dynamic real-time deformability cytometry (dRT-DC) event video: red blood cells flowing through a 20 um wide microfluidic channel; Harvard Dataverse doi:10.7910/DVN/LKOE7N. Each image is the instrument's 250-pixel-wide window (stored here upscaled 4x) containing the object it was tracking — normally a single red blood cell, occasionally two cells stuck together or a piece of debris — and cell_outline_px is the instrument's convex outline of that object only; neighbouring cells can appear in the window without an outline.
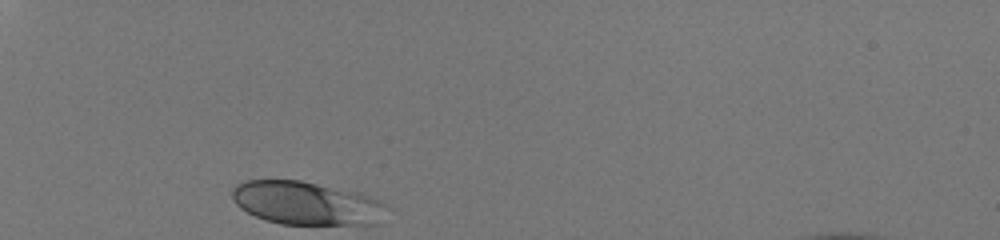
{"species": "human", "species_latin": "Homo sapiens", "temperature_condition": "room temperature", "stored_images_in_passage": 28, "camera_frame_rate_fps": 3000, "um_per_image_px": 0.085, "donor": {"sex": "male"}, "frame": {"image": 1, "passage_image": 1, "time_ms": 0.0, "image_size_px": [1000, 240], "cell_outline_px": [[384, 204], [380, 224], [280, 224], [264, 220], [240, 208], [236, 204], [232, 196], [232, 188], [236, 184], [244, 180], [300, 180], [360, 192]], "centroid_in_image_um": [25.98, 17.26], "position_along_channel_um": 59.0, "area_um2": 38.84}}
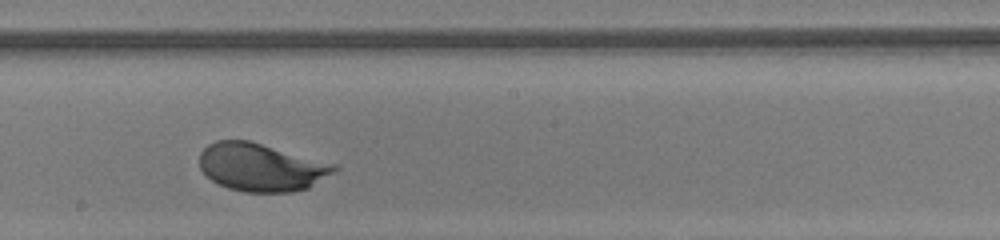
{"frame": {"image": 2, "passage_image": 16, "time_ms": 5.0, "image_size_px": [1000, 240], "cell_outline_px": [[340, 168], [308, 188], [292, 192], [244, 192], [228, 188], [216, 184], [200, 168], [200, 152], [208, 144], [216, 140], [248, 140], [336, 164]], "centroid_in_image_um": [22.19, 14.22], "position_along_channel_um": 226.0, "area_um2": 37.57}}
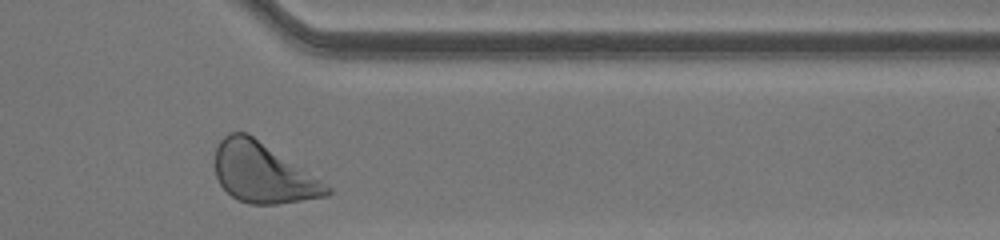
{"frame": {"image": 3, "passage_image": 28, "time_ms": 9.0, "image_size_px": [1000, 240], "cell_outline_px": [[332, 192], [328, 196], [276, 204], [248, 204], [232, 196], [220, 184], [216, 176], [216, 148], [220, 140], [228, 132], [248, 132], [332, 188]], "centroid_in_image_um": [22.33, 14.69], "position_along_channel_um": 389.1, "area_um2": 38.61}, "authors_computed_cell_mechanics": {"area_um2": 37.4255, "velocity_mm_per_s": 4.0905, "shape_relaxation_time_tau1_ms": 1.4455, "shape_relaxation_time_tau2_ms": null, "deformation_change_tau1": 0.1303, "deformation_change_tau2": null}}